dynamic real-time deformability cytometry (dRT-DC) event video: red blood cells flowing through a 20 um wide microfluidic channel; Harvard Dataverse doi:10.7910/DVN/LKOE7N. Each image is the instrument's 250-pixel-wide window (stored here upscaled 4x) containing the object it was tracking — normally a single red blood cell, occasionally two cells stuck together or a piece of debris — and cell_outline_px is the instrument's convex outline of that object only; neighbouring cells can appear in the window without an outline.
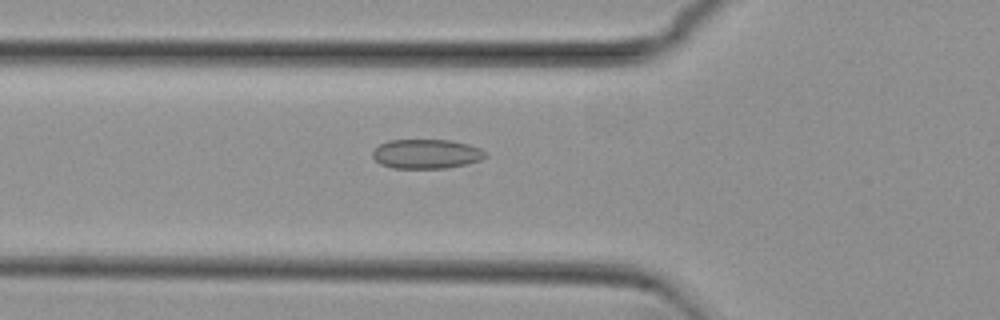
{"species": "common noctule bat (a hibernating species)", "species_latin": "Nyctalus noctula", "temperature_condition": "cold", "stored_images_in_passage": 50, "camera_frame_rate_fps": 3000, "um_per_image_px": 0.085, "animal": {"sex": "female", "body_mass_g": 29.2, "forearm_length_mm": 56.3}, "frame": {"image": 1, "passage_image": 18, "time_ms": 5.667, "image_size_px": [1000, 320], "cell_outline_px": [[488, 156], [480, 160], [448, 168], [392, 168], [380, 164], [372, 156], [372, 152], [380, 144], [388, 140], [448, 140], [468, 144], [480, 148]], "centroid_in_image_um": [36.22, 13.08], "position_along_channel_um": 89.6, "area_um2": 19.25}}
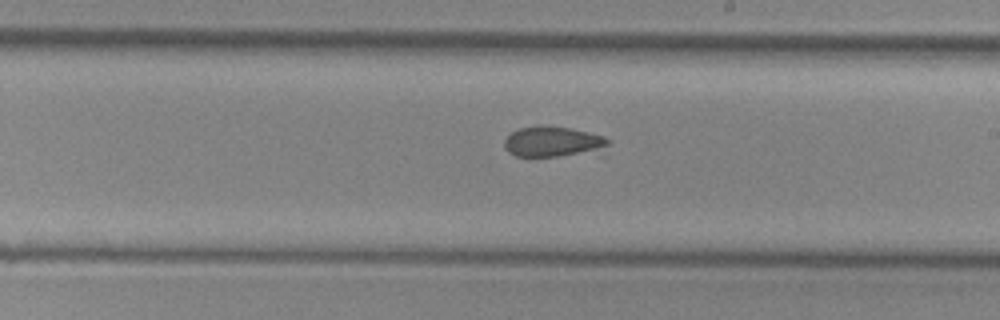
{"frame": {"image": 2, "passage_image": 30, "time_ms": 9.667, "image_size_px": [1000, 320], "cell_outline_px": [[612, 140], [608, 144], [596, 148], [556, 156], [516, 156], [508, 152], [504, 148], [504, 140], [512, 132], [520, 128], [536, 124], [540, 124], [568, 128], [604, 136]], "centroid_in_image_um": [46.85, 11.99], "position_along_channel_um": 242.2, "area_um2": 17.69}}
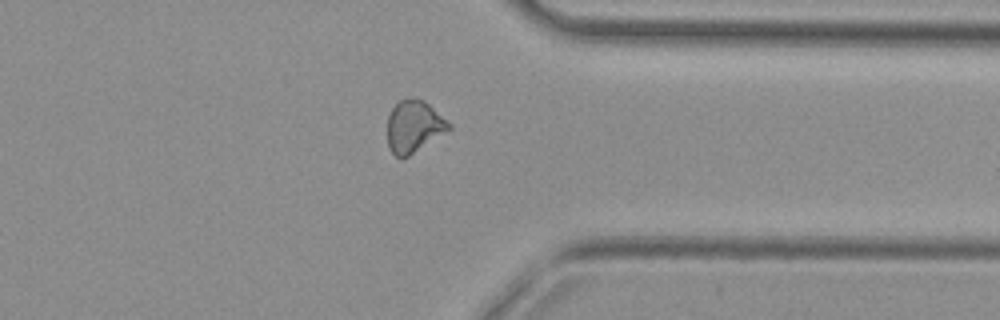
{"frame": {"image": 3, "passage_image": 41, "time_ms": 13.333, "image_size_px": [1000, 320], "cell_outline_px": [[452, 128], [408, 156], [400, 160], [388, 148], [388, 116], [392, 108], [400, 100], [424, 100], [452, 124]], "centroid_in_image_um": [35.18, 10.78], "position_along_channel_um": 376.2, "area_um2": 18.38}}